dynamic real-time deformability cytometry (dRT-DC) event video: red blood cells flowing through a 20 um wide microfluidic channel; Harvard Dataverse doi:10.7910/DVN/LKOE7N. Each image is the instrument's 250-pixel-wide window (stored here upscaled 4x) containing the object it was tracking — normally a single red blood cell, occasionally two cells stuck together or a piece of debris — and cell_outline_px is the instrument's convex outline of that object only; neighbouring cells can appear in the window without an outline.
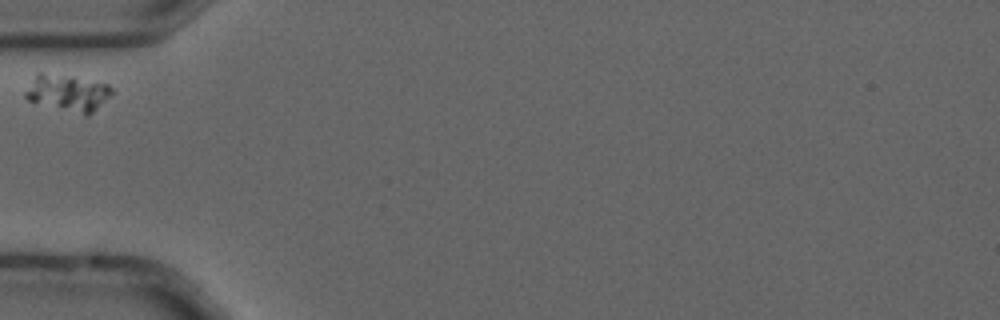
{"species": "common noctule bat (a hibernating species)", "species_latin": "Nyctalus noctula", "temperature_condition": "cold", "stored_images_in_passage": 7, "camera_frame_rate_fps": 3000, "um_per_image_px": 0.085, "animal": {"sex": "male", "forearm_length_mm": 52.5}, "frame": {"image": 1, "passage_image": 1, "time_ms": 0.0, "image_size_px": [1000, 320], "cell_outline_px": [[112, 92], [88, 116], [28, 100], [24, 96], [24, 92], [36, 72], [40, 72], [72, 76], [108, 84], [112, 88]], "centroid_in_image_um": [5.71, 7.86], "position_along_channel_um": 79.3, "area_um2": 18.09}}
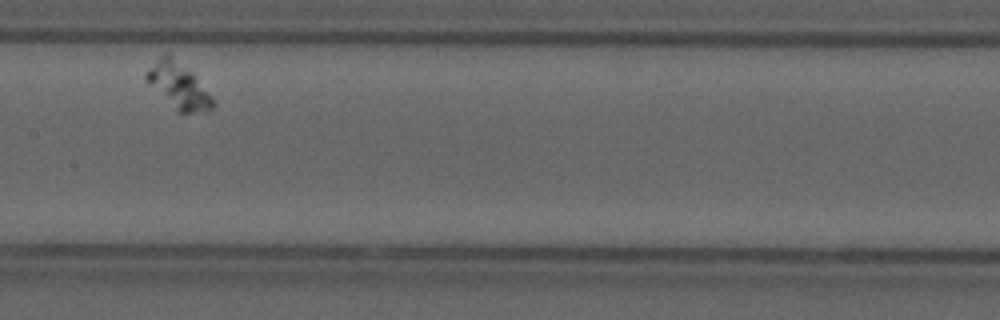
{"frame": {"image": 2, "passage_image": 4, "time_ms": 1.0, "image_size_px": [1000, 320], "cell_outline_px": [[216, 104], [212, 108], [192, 112], [180, 112], [144, 80], [144, 72], [164, 52], [168, 52], [192, 72], [196, 76], [212, 96]], "centroid_in_image_um": [15.15, 7.21], "position_along_channel_um": 192.3, "area_um2": 17.46}}
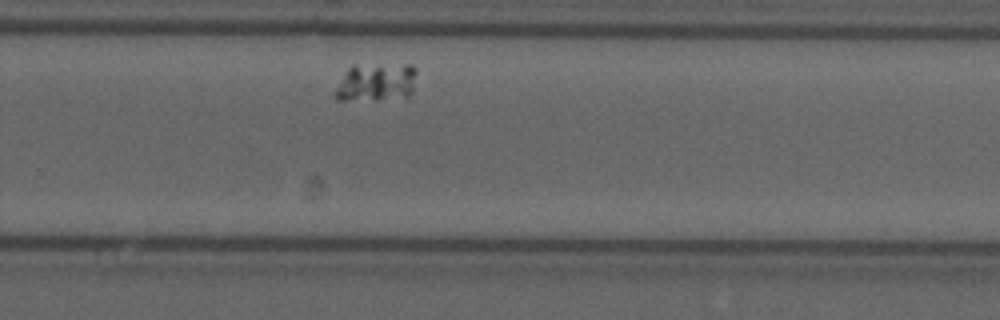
{"frame": {"image": 3, "passage_image": 7, "time_ms": 2.0, "image_size_px": [1000, 320], "cell_outline_px": [[416, 72], [412, 92], [408, 96], [376, 100], [336, 100], [332, 96], [332, 92], [348, 68], [352, 64], [412, 64], [416, 68]], "centroid_in_image_um": [31.93, 6.98], "position_along_channel_um": 297.9, "area_um2": 18.67}}